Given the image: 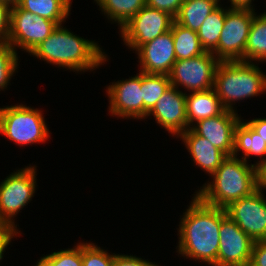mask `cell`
<instances>
[{"label": "cell", "mask_w": 266, "mask_h": 266, "mask_svg": "<svg viewBox=\"0 0 266 266\" xmlns=\"http://www.w3.org/2000/svg\"><path fill=\"white\" fill-rule=\"evenodd\" d=\"M106 93L111 115L118 118L143 119L141 72L129 79L112 82L106 88Z\"/></svg>", "instance_id": "obj_13"}, {"label": "cell", "mask_w": 266, "mask_h": 266, "mask_svg": "<svg viewBox=\"0 0 266 266\" xmlns=\"http://www.w3.org/2000/svg\"><path fill=\"white\" fill-rule=\"evenodd\" d=\"M255 11L226 9L217 48L212 52L219 61H243Z\"/></svg>", "instance_id": "obj_7"}, {"label": "cell", "mask_w": 266, "mask_h": 266, "mask_svg": "<svg viewBox=\"0 0 266 266\" xmlns=\"http://www.w3.org/2000/svg\"><path fill=\"white\" fill-rule=\"evenodd\" d=\"M263 194L256 190L225 208L227 215L253 241L266 240V199Z\"/></svg>", "instance_id": "obj_11"}, {"label": "cell", "mask_w": 266, "mask_h": 266, "mask_svg": "<svg viewBox=\"0 0 266 266\" xmlns=\"http://www.w3.org/2000/svg\"><path fill=\"white\" fill-rule=\"evenodd\" d=\"M254 14L244 53V62H266V16Z\"/></svg>", "instance_id": "obj_22"}, {"label": "cell", "mask_w": 266, "mask_h": 266, "mask_svg": "<svg viewBox=\"0 0 266 266\" xmlns=\"http://www.w3.org/2000/svg\"><path fill=\"white\" fill-rule=\"evenodd\" d=\"M49 132L41 110L23 104L0 107V134L15 144L45 142Z\"/></svg>", "instance_id": "obj_5"}, {"label": "cell", "mask_w": 266, "mask_h": 266, "mask_svg": "<svg viewBox=\"0 0 266 266\" xmlns=\"http://www.w3.org/2000/svg\"><path fill=\"white\" fill-rule=\"evenodd\" d=\"M112 266H159L153 262H149L145 259L133 256L115 254Z\"/></svg>", "instance_id": "obj_33"}, {"label": "cell", "mask_w": 266, "mask_h": 266, "mask_svg": "<svg viewBox=\"0 0 266 266\" xmlns=\"http://www.w3.org/2000/svg\"><path fill=\"white\" fill-rule=\"evenodd\" d=\"M246 123L266 142V118H255Z\"/></svg>", "instance_id": "obj_36"}, {"label": "cell", "mask_w": 266, "mask_h": 266, "mask_svg": "<svg viewBox=\"0 0 266 266\" xmlns=\"http://www.w3.org/2000/svg\"><path fill=\"white\" fill-rule=\"evenodd\" d=\"M231 2V9H247L254 11L252 0H229Z\"/></svg>", "instance_id": "obj_37"}, {"label": "cell", "mask_w": 266, "mask_h": 266, "mask_svg": "<svg viewBox=\"0 0 266 266\" xmlns=\"http://www.w3.org/2000/svg\"><path fill=\"white\" fill-rule=\"evenodd\" d=\"M225 110L214 88L190 92L188 95L186 93L187 129L198 121L220 115Z\"/></svg>", "instance_id": "obj_18"}, {"label": "cell", "mask_w": 266, "mask_h": 266, "mask_svg": "<svg viewBox=\"0 0 266 266\" xmlns=\"http://www.w3.org/2000/svg\"><path fill=\"white\" fill-rule=\"evenodd\" d=\"M248 266H266V240L254 241Z\"/></svg>", "instance_id": "obj_34"}, {"label": "cell", "mask_w": 266, "mask_h": 266, "mask_svg": "<svg viewBox=\"0 0 266 266\" xmlns=\"http://www.w3.org/2000/svg\"><path fill=\"white\" fill-rule=\"evenodd\" d=\"M171 31L176 60L190 59L206 52L202 48L196 31L178 24L175 20L172 23Z\"/></svg>", "instance_id": "obj_23"}, {"label": "cell", "mask_w": 266, "mask_h": 266, "mask_svg": "<svg viewBox=\"0 0 266 266\" xmlns=\"http://www.w3.org/2000/svg\"><path fill=\"white\" fill-rule=\"evenodd\" d=\"M18 229L10 226L9 224L0 221V260L2 261L5 249L11 243L13 237L18 235Z\"/></svg>", "instance_id": "obj_32"}, {"label": "cell", "mask_w": 266, "mask_h": 266, "mask_svg": "<svg viewBox=\"0 0 266 266\" xmlns=\"http://www.w3.org/2000/svg\"><path fill=\"white\" fill-rule=\"evenodd\" d=\"M226 216L225 209L207 205L194 195L179 223L177 252L186 259L201 260L215 266L220 242L219 229Z\"/></svg>", "instance_id": "obj_1"}, {"label": "cell", "mask_w": 266, "mask_h": 266, "mask_svg": "<svg viewBox=\"0 0 266 266\" xmlns=\"http://www.w3.org/2000/svg\"><path fill=\"white\" fill-rule=\"evenodd\" d=\"M214 89L227 110L236 111V101L257 97L266 92V75L255 63L220 61L214 80Z\"/></svg>", "instance_id": "obj_4"}, {"label": "cell", "mask_w": 266, "mask_h": 266, "mask_svg": "<svg viewBox=\"0 0 266 266\" xmlns=\"http://www.w3.org/2000/svg\"><path fill=\"white\" fill-rule=\"evenodd\" d=\"M12 7L0 1V46L9 44Z\"/></svg>", "instance_id": "obj_30"}, {"label": "cell", "mask_w": 266, "mask_h": 266, "mask_svg": "<svg viewBox=\"0 0 266 266\" xmlns=\"http://www.w3.org/2000/svg\"><path fill=\"white\" fill-rule=\"evenodd\" d=\"M57 26L54 21L14 6L11 9L9 44L16 51L19 47L31 53Z\"/></svg>", "instance_id": "obj_10"}, {"label": "cell", "mask_w": 266, "mask_h": 266, "mask_svg": "<svg viewBox=\"0 0 266 266\" xmlns=\"http://www.w3.org/2000/svg\"><path fill=\"white\" fill-rule=\"evenodd\" d=\"M219 60L211 52L190 59L176 60L169 74L171 86H183L188 92L214 88L215 71Z\"/></svg>", "instance_id": "obj_8"}, {"label": "cell", "mask_w": 266, "mask_h": 266, "mask_svg": "<svg viewBox=\"0 0 266 266\" xmlns=\"http://www.w3.org/2000/svg\"><path fill=\"white\" fill-rule=\"evenodd\" d=\"M238 116L236 111L226 109L220 115L198 121L191 129L227 156H232L235 128L241 121V117Z\"/></svg>", "instance_id": "obj_15"}, {"label": "cell", "mask_w": 266, "mask_h": 266, "mask_svg": "<svg viewBox=\"0 0 266 266\" xmlns=\"http://www.w3.org/2000/svg\"><path fill=\"white\" fill-rule=\"evenodd\" d=\"M154 116L159 126L170 134L179 136L187 130L186 92L170 86L147 114Z\"/></svg>", "instance_id": "obj_14"}, {"label": "cell", "mask_w": 266, "mask_h": 266, "mask_svg": "<svg viewBox=\"0 0 266 266\" xmlns=\"http://www.w3.org/2000/svg\"><path fill=\"white\" fill-rule=\"evenodd\" d=\"M211 177L213 181L205 183L195 194L210 206L225 209L257 190L256 165L242 158L227 156Z\"/></svg>", "instance_id": "obj_3"}, {"label": "cell", "mask_w": 266, "mask_h": 266, "mask_svg": "<svg viewBox=\"0 0 266 266\" xmlns=\"http://www.w3.org/2000/svg\"><path fill=\"white\" fill-rule=\"evenodd\" d=\"M183 2L184 0H146V5L154 9L165 11L175 18Z\"/></svg>", "instance_id": "obj_31"}, {"label": "cell", "mask_w": 266, "mask_h": 266, "mask_svg": "<svg viewBox=\"0 0 266 266\" xmlns=\"http://www.w3.org/2000/svg\"><path fill=\"white\" fill-rule=\"evenodd\" d=\"M2 2L7 3L11 7L18 6L21 0H0Z\"/></svg>", "instance_id": "obj_38"}, {"label": "cell", "mask_w": 266, "mask_h": 266, "mask_svg": "<svg viewBox=\"0 0 266 266\" xmlns=\"http://www.w3.org/2000/svg\"><path fill=\"white\" fill-rule=\"evenodd\" d=\"M140 72L169 75L176 61L172 31L159 35L137 50Z\"/></svg>", "instance_id": "obj_16"}, {"label": "cell", "mask_w": 266, "mask_h": 266, "mask_svg": "<svg viewBox=\"0 0 266 266\" xmlns=\"http://www.w3.org/2000/svg\"><path fill=\"white\" fill-rule=\"evenodd\" d=\"M225 17L226 9L222 8L220 4L200 26L197 34L202 48L206 52L212 53L217 48Z\"/></svg>", "instance_id": "obj_26"}, {"label": "cell", "mask_w": 266, "mask_h": 266, "mask_svg": "<svg viewBox=\"0 0 266 266\" xmlns=\"http://www.w3.org/2000/svg\"><path fill=\"white\" fill-rule=\"evenodd\" d=\"M35 266H83L82 243L41 257Z\"/></svg>", "instance_id": "obj_27"}, {"label": "cell", "mask_w": 266, "mask_h": 266, "mask_svg": "<svg viewBox=\"0 0 266 266\" xmlns=\"http://www.w3.org/2000/svg\"><path fill=\"white\" fill-rule=\"evenodd\" d=\"M257 190H266V159L256 165Z\"/></svg>", "instance_id": "obj_35"}, {"label": "cell", "mask_w": 266, "mask_h": 266, "mask_svg": "<svg viewBox=\"0 0 266 266\" xmlns=\"http://www.w3.org/2000/svg\"><path fill=\"white\" fill-rule=\"evenodd\" d=\"M215 266H248L254 241L228 215L221 221Z\"/></svg>", "instance_id": "obj_12"}, {"label": "cell", "mask_w": 266, "mask_h": 266, "mask_svg": "<svg viewBox=\"0 0 266 266\" xmlns=\"http://www.w3.org/2000/svg\"><path fill=\"white\" fill-rule=\"evenodd\" d=\"M36 166H27L11 173L0 184V221L17 229L18 212L31 202L36 191Z\"/></svg>", "instance_id": "obj_6"}, {"label": "cell", "mask_w": 266, "mask_h": 266, "mask_svg": "<svg viewBox=\"0 0 266 266\" xmlns=\"http://www.w3.org/2000/svg\"><path fill=\"white\" fill-rule=\"evenodd\" d=\"M30 55L48 64L73 70V72L81 71V73L93 71L108 60V56L98 43L74 35L62 24L36 46Z\"/></svg>", "instance_id": "obj_2"}, {"label": "cell", "mask_w": 266, "mask_h": 266, "mask_svg": "<svg viewBox=\"0 0 266 266\" xmlns=\"http://www.w3.org/2000/svg\"><path fill=\"white\" fill-rule=\"evenodd\" d=\"M239 151L243 153L242 159L246 162H248L247 158L251 155L259 156L260 161L257 160L255 165L266 159V142L242 119L235 128L232 156L238 157Z\"/></svg>", "instance_id": "obj_19"}, {"label": "cell", "mask_w": 266, "mask_h": 266, "mask_svg": "<svg viewBox=\"0 0 266 266\" xmlns=\"http://www.w3.org/2000/svg\"><path fill=\"white\" fill-rule=\"evenodd\" d=\"M184 142L196 166L212 175L227 155L214 147L210 141L197 135L191 128L179 136Z\"/></svg>", "instance_id": "obj_17"}, {"label": "cell", "mask_w": 266, "mask_h": 266, "mask_svg": "<svg viewBox=\"0 0 266 266\" xmlns=\"http://www.w3.org/2000/svg\"><path fill=\"white\" fill-rule=\"evenodd\" d=\"M71 5V0H21L18 6L60 25L70 16Z\"/></svg>", "instance_id": "obj_21"}, {"label": "cell", "mask_w": 266, "mask_h": 266, "mask_svg": "<svg viewBox=\"0 0 266 266\" xmlns=\"http://www.w3.org/2000/svg\"><path fill=\"white\" fill-rule=\"evenodd\" d=\"M17 54L10 44L0 46V91L6 89L11 77L18 69Z\"/></svg>", "instance_id": "obj_28"}, {"label": "cell", "mask_w": 266, "mask_h": 266, "mask_svg": "<svg viewBox=\"0 0 266 266\" xmlns=\"http://www.w3.org/2000/svg\"><path fill=\"white\" fill-rule=\"evenodd\" d=\"M110 21L121 29L145 5L146 0H94Z\"/></svg>", "instance_id": "obj_24"}, {"label": "cell", "mask_w": 266, "mask_h": 266, "mask_svg": "<svg viewBox=\"0 0 266 266\" xmlns=\"http://www.w3.org/2000/svg\"><path fill=\"white\" fill-rule=\"evenodd\" d=\"M114 256L94 243H82L83 266H112Z\"/></svg>", "instance_id": "obj_29"}, {"label": "cell", "mask_w": 266, "mask_h": 266, "mask_svg": "<svg viewBox=\"0 0 266 266\" xmlns=\"http://www.w3.org/2000/svg\"><path fill=\"white\" fill-rule=\"evenodd\" d=\"M219 2V0H184L175 21L198 32L209 14L220 5Z\"/></svg>", "instance_id": "obj_20"}, {"label": "cell", "mask_w": 266, "mask_h": 266, "mask_svg": "<svg viewBox=\"0 0 266 266\" xmlns=\"http://www.w3.org/2000/svg\"><path fill=\"white\" fill-rule=\"evenodd\" d=\"M174 20L169 13L145 5L121 27L120 36L125 45L136 51L141 45L171 30Z\"/></svg>", "instance_id": "obj_9"}, {"label": "cell", "mask_w": 266, "mask_h": 266, "mask_svg": "<svg viewBox=\"0 0 266 266\" xmlns=\"http://www.w3.org/2000/svg\"><path fill=\"white\" fill-rule=\"evenodd\" d=\"M171 86L169 75L147 74L141 72V91L143 98V119L153 109L159 98Z\"/></svg>", "instance_id": "obj_25"}]
</instances>
